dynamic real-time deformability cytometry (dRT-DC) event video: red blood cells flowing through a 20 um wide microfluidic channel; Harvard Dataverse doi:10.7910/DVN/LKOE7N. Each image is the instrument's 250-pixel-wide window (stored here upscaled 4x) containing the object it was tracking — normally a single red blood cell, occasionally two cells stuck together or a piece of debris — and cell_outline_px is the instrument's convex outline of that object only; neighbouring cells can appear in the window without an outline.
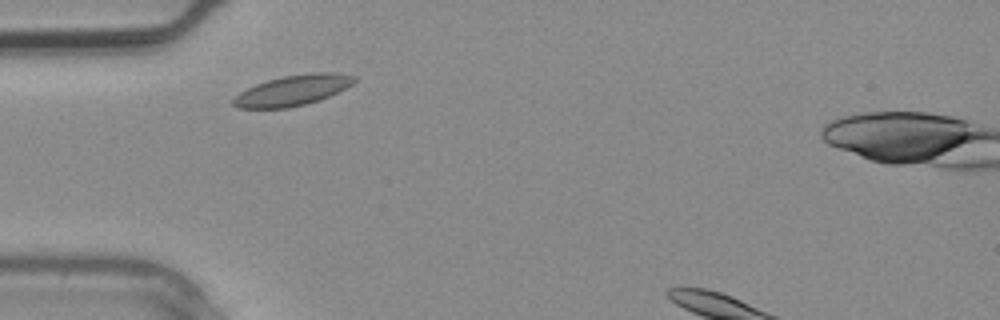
{"species": "common noctule bat (a hibernating species)", "species_latin": "Nyctalus noctula", "temperature_condition": "warm", "stored_images_in_passage": 2, "camera_frame_rate_fps": 3000, "um_per_image_px": 0.085, "animal": {"sex": "male", "body_mass_g": 20.4}, "frame": {"image": 1, "passage_image": 1, "time_ms": 0.0, "image_size_px": [1000, 320], "cell_outline_px": [[356, 80], [352, 84], [320, 100], [288, 108], [236, 108], [232, 104], [232, 100], [240, 92], [256, 84], [268, 80], [284, 76], [312, 72], [332, 72], [356, 76]], "centroid_in_image_um": [24.87, 7.68], "position_along_channel_um": 60.1, "area_um2": 21.27}}